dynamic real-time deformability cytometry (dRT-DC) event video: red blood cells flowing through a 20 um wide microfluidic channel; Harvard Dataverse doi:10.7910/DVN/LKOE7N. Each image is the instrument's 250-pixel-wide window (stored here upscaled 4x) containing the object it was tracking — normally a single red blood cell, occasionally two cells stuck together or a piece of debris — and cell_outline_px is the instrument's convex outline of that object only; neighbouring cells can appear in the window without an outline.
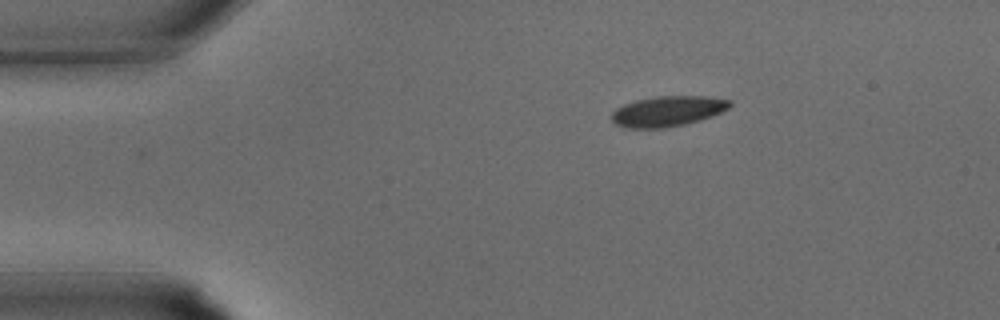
{"species": "common noctule bat (a hibernating species)", "species_latin": "Nyctalus noctula", "temperature_condition": "warm", "stored_images_in_passage": 25, "camera_frame_rate_fps": 3000, "um_per_image_px": 0.085, "animal": {"sex": "male", "body_mass_g": 15.6}, "frame": {"image": 1, "passage_image": 1, "time_ms": 0.0, "image_size_px": [1000, 320], "cell_outline_px": [[732, 104], [728, 108], [712, 116], [700, 120], [684, 124], [664, 128], [628, 128], [616, 124], [612, 120], [612, 112], [616, 108], [624, 104], [636, 100], [656, 96], [704, 96], [732, 100]], "centroid_in_image_um": [56.75, 9.45], "position_along_channel_um": 28.2, "area_um2": 20.87}}
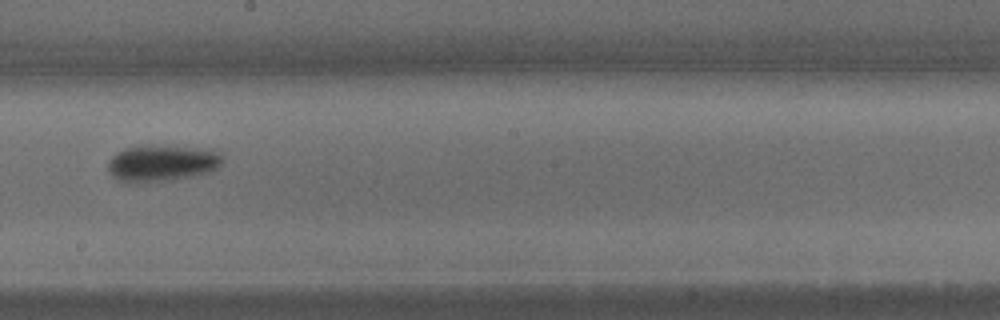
{"frame": {"image": 2, "passage_image": 14, "time_ms": 4.333, "image_size_px": [1000, 320], "cell_outline_px": [[224, 160], [212, 172], [192, 176], [136, 184], [120, 180], [108, 168], [108, 164], [112, 156], [124, 148], [212, 148], [220, 152], [224, 156]], "centroid_in_image_um": [13.86, 13.9], "position_along_channel_um": 234.3, "area_um2": 23.47}}
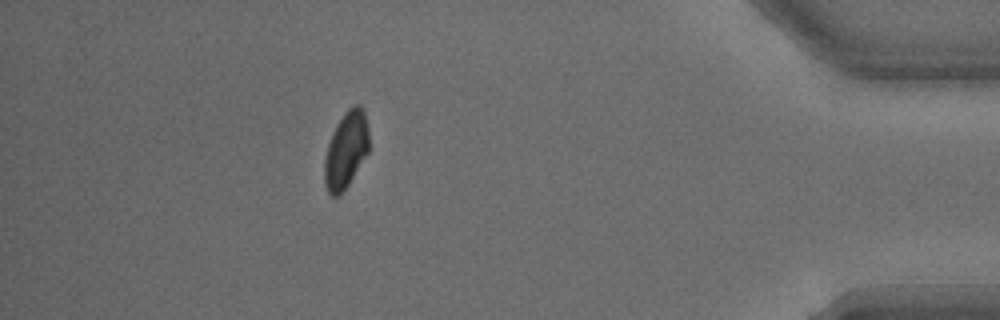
{"frame": {"image": 3, "passage_image": 25, "time_ms": 8.0, "image_size_px": [1000, 320], "cell_outline_px": [[368, 152], [348, 184], [340, 196], [332, 196], [328, 192], [324, 184], [324, 160], [328, 144], [336, 124], [344, 112], [352, 104], [360, 104], [364, 108], [368, 128]], "centroid_in_image_um": [29.4, 12.72], "position_along_channel_um": 405.8, "area_um2": 19.94}}